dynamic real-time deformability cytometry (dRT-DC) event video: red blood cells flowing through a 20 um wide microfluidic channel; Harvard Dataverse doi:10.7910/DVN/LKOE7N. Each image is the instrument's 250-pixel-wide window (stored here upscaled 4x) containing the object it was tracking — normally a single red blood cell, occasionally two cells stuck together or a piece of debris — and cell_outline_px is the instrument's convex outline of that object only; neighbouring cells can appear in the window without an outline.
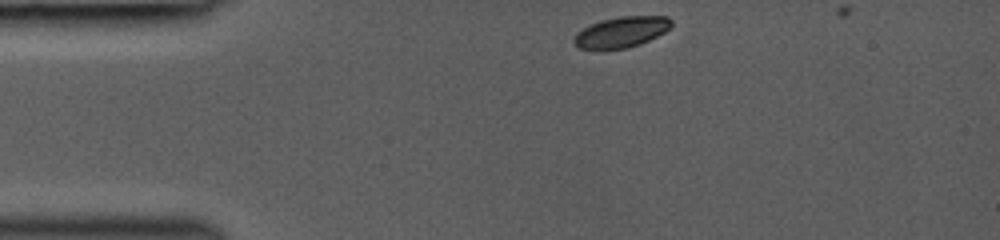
{"species": "common noctule bat (a hibernating species)", "species_latin": "Nyctalus noctula", "temperature_condition": "room temperature", "stored_images_in_passage": 40, "camera_frame_rate_fps": 3000, "um_per_image_px": 0.085, "animal": {"sex": "female", "body_mass_g": 19.0, "forearm_length_mm": 53.3}, "frame": {"image": 1, "passage_image": 1, "time_ms": 0.0, "image_size_px": [1000, 240], "cell_outline_px": [[672, 28], [640, 44], [628, 48], [580, 48], [572, 44], [572, 40], [576, 32], [600, 20], [620, 16], [668, 16], [672, 20]], "centroid_in_image_um": [52.83, 2.71], "position_along_channel_um": 32.2, "area_um2": 17.4}}
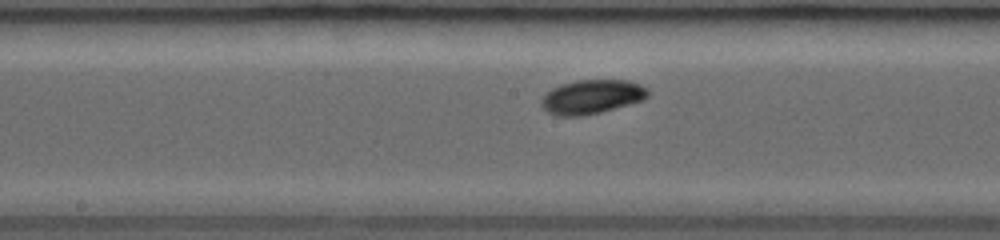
{"frame": {"image": 2, "passage_image": 20, "time_ms": 5.0, "image_size_px": [1000, 240], "cell_outline_px": [[648, 96], [644, 100], [600, 112], [584, 116], [556, 116], [548, 112], [540, 104], [540, 100], [552, 88], [560, 84], [576, 80], [628, 80], [640, 84], [648, 88]], "centroid_in_image_um": [50.3, 8.22], "position_along_channel_um": 197.9, "area_um2": 21.27}}
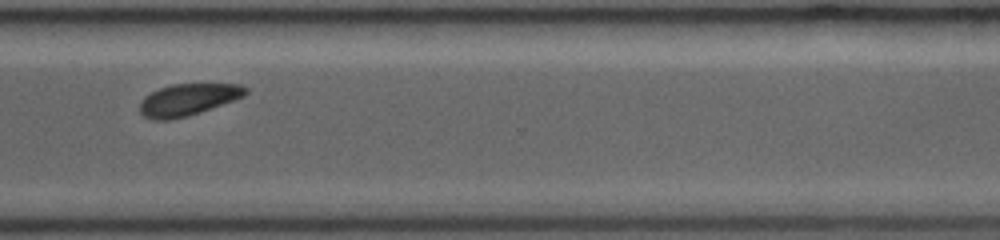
{"frame": {"image": 3, "passage_image": 39, "time_ms": 8.667, "image_size_px": [1000, 240], "cell_outline_px": [[248, 92], [244, 96], [200, 112], [188, 116], [168, 120], [152, 120], [144, 116], [140, 112], [140, 104], [144, 96], [160, 88], [172, 84], [240, 84], [248, 88]], "centroid_in_image_um": [15.97, 8.47], "position_along_channel_um": 354.6, "area_um2": 19.48}}